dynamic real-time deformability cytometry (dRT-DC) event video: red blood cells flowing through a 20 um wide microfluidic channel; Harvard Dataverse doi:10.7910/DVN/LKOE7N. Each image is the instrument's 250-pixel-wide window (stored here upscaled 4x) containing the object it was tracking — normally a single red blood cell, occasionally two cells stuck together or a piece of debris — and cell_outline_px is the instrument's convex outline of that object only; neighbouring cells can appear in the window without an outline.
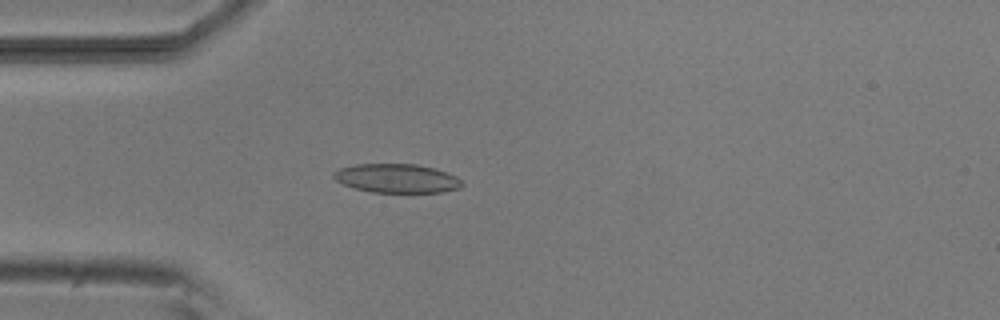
{"species": "common noctule bat (a hibernating species)", "species_latin": "Nyctalus noctula", "temperature_condition": "room temperature", "stored_images_in_passage": 4, "camera_frame_rate_fps": 3000, "um_per_image_px": 0.085, "animal": {"sex": "male", "body_mass_g": 20.5, "forearm_length_mm": 52.5}, "frame": {"image": 1, "passage_image": 4, "time_ms": 3.667, "image_size_px": [1000, 320], "cell_outline_px": [[464, 184], [460, 188], [440, 192], [372, 192], [356, 188], [344, 184], [336, 180], [332, 176], [332, 172], [340, 168], [356, 164], [416, 164], [432, 168], [456, 176]], "centroid_in_image_um": [33.71, 15.16], "position_along_channel_um": 51.3, "area_um2": 21.39}}